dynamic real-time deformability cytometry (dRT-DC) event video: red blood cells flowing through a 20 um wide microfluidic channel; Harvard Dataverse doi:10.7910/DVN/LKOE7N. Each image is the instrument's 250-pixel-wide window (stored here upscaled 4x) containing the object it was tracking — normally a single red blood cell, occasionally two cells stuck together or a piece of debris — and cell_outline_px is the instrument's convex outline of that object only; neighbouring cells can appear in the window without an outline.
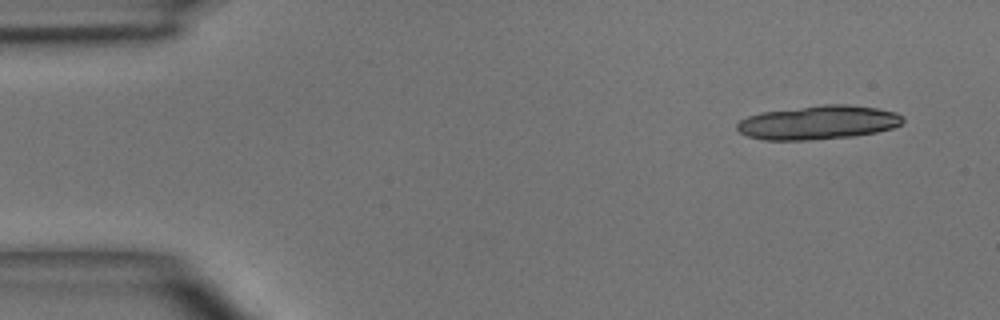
{"species": "common noctule bat (a hibernating species)", "species_latin": "Nyctalus noctula", "temperature_condition": "room temperature", "stored_images_in_passage": 6, "camera_frame_rate_fps": 3000, "um_per_image_px": 0.085, "animal": {"sex": "male", "body_mass_g": 15.6}, "frame": {"image": 1, "passage_image": 1, "time_ms": 0.0, "image_size_px": [1000, 320], "cell_outline_px": [[904, 120], [900, 124], [892, 128], [876, 132], [852, 136], [808, 140], [764, 140], [748, 136], [740, 132], [736, 128], [736, 124], [740, 120], [748, 116], [760, 112], [824, 104], [848, 104], [876, 108], [896, 112], [904, 116]], "centroid_in_image_um": [69.54, 10.4], "position_along_channel_um": 15.5, "area_um2": 32.77}}